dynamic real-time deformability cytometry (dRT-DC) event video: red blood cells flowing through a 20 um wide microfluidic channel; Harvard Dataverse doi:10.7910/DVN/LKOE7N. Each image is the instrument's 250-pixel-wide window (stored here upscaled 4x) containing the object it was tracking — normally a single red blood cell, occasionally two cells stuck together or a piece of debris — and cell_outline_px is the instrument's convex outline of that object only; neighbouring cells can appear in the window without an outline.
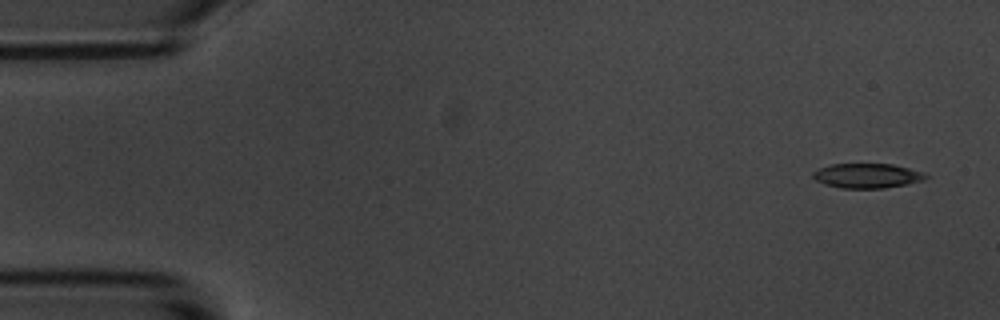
{"species": "common noctule bat (a hibernating species)", "species_latin": "Nyctalus noctula", "temperature_condition": "room temperature", "stored_images_in_passage": 5, "camera_frame_rate_fps": 3000, "um_per_image_px": 0.085, "animal": {"sex": "male", "body_mass_g": 20.1, "forearm_length_mm": 53.5}, "frame": {"image": 1, "passage_image": 1, "time_ms": 0.0, "image_size_px": [1000, 320], "cell_outline_px": [[932, 176], [924, 180], [908, 184], [884, 188], [840, 188], [824, 184], [816, 180], [812, 176], [812, 172], [816, 168], [832, 164], [892, 164], [924, 172]], "centroid_in_image_um": [73.72, 14.94], "position_along_channel_um": 11.3, "area_um2": 16.42}}
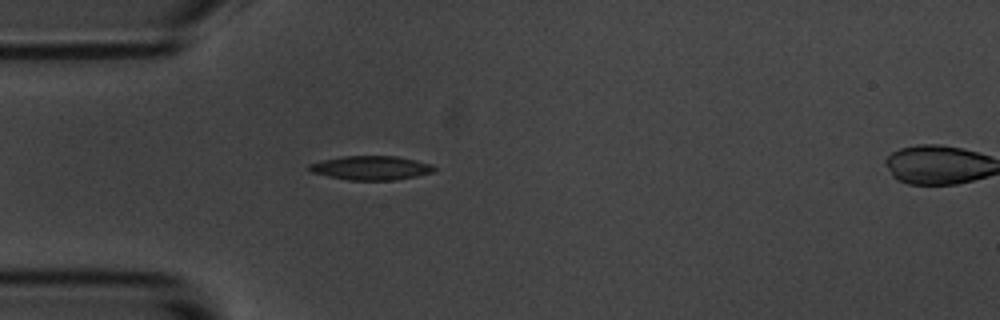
{"frame": {"image": 2, "passage_image": 4, "time_ms": 4.333, "image_size_px": [1000, 320], "cell_outline_px": [[436, 168], [432, 172], [416, 176], [396, 180], [348, 180], [328, 176], [312, 172], [308, 168], [308, 164], [320, 160], [340, 156], [396, 156], [416, 160], [432, 164]], "centroid_in_image_um": [31.51, 14.26], "position_along_channel_um": 53.5, "area_um2": 17.57}}